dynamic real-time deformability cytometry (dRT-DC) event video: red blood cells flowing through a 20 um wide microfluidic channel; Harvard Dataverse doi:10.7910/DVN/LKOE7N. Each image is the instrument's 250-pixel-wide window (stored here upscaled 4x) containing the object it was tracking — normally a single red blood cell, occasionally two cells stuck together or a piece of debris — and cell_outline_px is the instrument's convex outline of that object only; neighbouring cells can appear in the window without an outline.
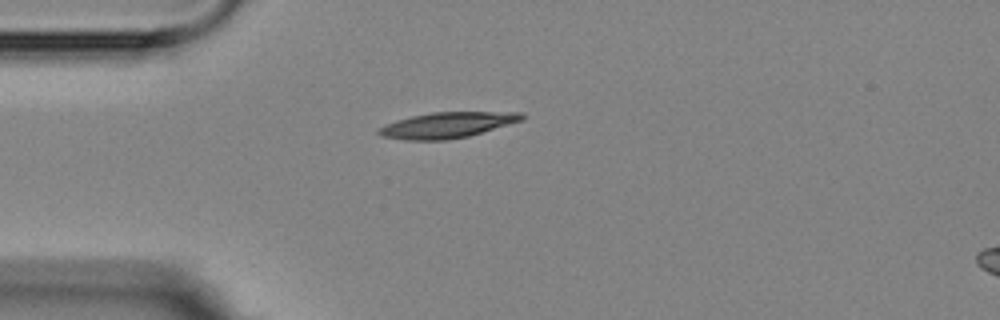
{"species": "Egyptian fruit bat (a non-hibernating species)", "species_latin": "Rousettus aegyptiacus", "temperature_condition": "room temperature", "stored_images_in_passage": 4, "camera_frame_rate_fps": 3000, "um_per_image_px": 0.085, "animal": {"sex": "female"}, "frame": {"image": 1, "passage_image": 4, "time_ms": 3.333, "image_size_px": [1000, 320], "cell_outline_px": [[524, 120], [468, 136], [448, 140], [404, 140], [384, 136], [376, 132], [384, 124], [396, 120], [412, 116], [432, 112], [524, 112]], "centroid_in_image_um": [38.03, 10.63], "position_along_channel_um": 47.0, "area_um2": 21.39}}